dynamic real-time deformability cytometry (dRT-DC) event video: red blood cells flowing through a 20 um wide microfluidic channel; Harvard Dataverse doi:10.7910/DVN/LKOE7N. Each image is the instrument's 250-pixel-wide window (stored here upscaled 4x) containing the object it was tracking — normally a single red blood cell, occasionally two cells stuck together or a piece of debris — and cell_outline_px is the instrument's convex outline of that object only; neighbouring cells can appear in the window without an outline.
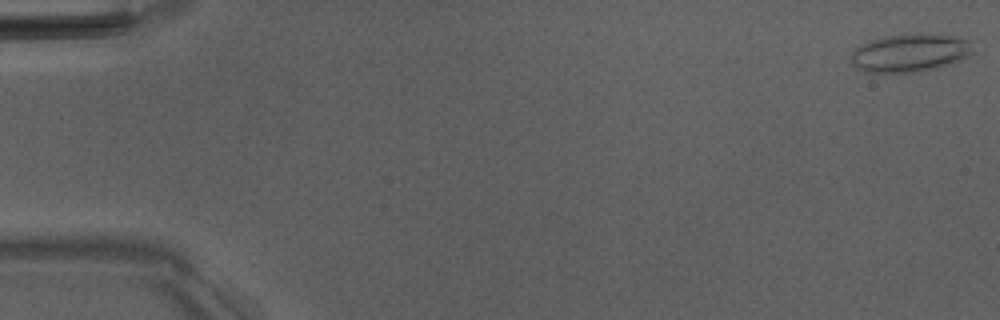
{"species": "Egyptian fruit bat (a non-hibernating species)", "species_latin": "Rousettus aegyptiacus", "temperature_condition": "room temperature", "stored_images_in_passage": 50, "camera_frame_rate_fps": 3000, "um_per_image_px": 0.085, "animal": {"sex": "male"}, "frame": {"image": 1, "passage_image": 1, "time_ms": 0.0, "image_size_px": [1000, 320], "cell_outline_px": [[976, 52], [960, 60], [948, 64], [908, 72], [864, 72], [856, 68], [852, 64], [852, 52], [856, 48], [872, 40], [884, 36], [956, 36], [968, 40]], "centroid_in_image_um": [77.34, 4.52], "position_along_channel_um": 7.7, "area_um2": 25.84}}
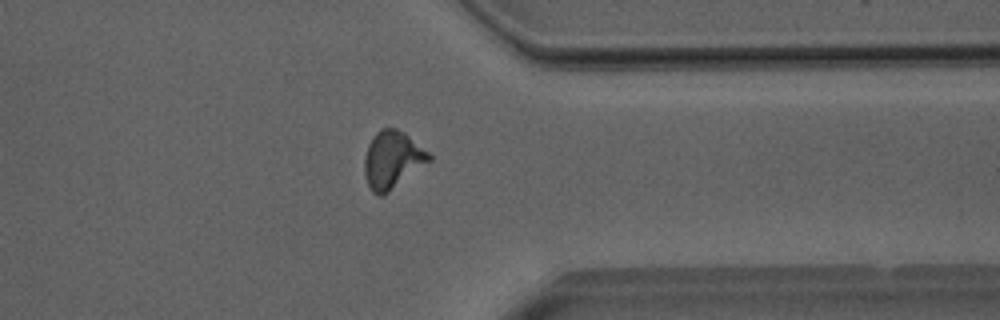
{"frame": {"image": 2, "passage_image": 41, "time_ms": 13.333, "image_size_px": [1000, 320], "cell_outline_px": [[432, 160], [384, 196], [380, 196], [372, 192], [368, 184], [364, 172], [364, 156], [368, 144], [372, 136], [380, 128], [396, 128], [404, 132], [428, 152], [432, 156]], "centroid_in_image_um": [33.34, 13.59], "position_along_channel_um": 378.1, "area_um2": 21.79}}
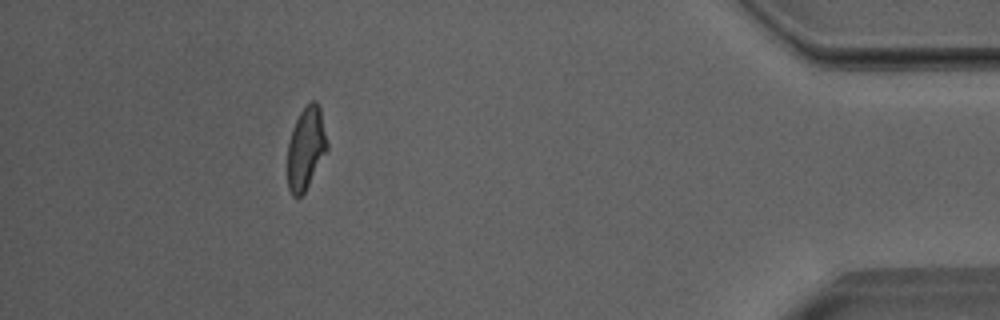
{"frame": {"image": 3, "passage_image": 47, "time_ms": 15.333, "image_size_px": [1000, 320], "cell_outline_px": [[328, 148], [304, 192], [300, 196], [292, 196], [288, 188], [288, 140], [292, 128], [300, 112], [312, 100], [316, 100], [320, 108], [328, 144]], "centroid_in_image_um": [25.99, 12.58], "position_along_channel_um": 409.2, "area_um2": 18.79}}